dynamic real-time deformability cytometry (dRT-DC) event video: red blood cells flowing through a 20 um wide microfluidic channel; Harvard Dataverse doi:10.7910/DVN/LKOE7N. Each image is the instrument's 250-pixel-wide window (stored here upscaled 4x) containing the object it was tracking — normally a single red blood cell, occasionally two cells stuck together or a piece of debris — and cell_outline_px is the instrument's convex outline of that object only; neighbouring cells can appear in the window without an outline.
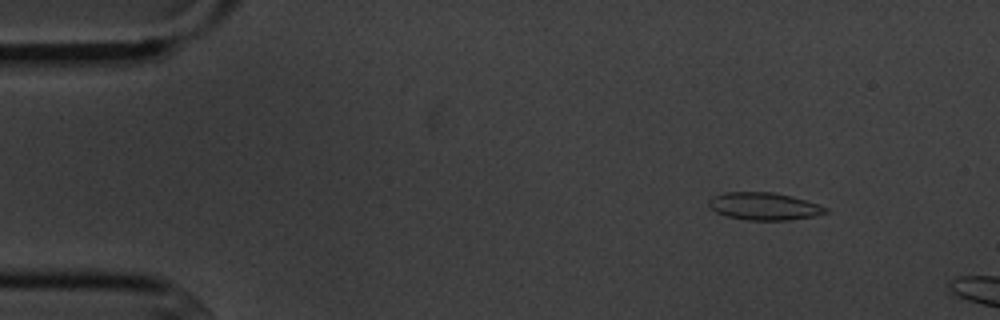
{"species": "common noctule bat (a hibernating species)", "species_latin": "Nyctalus noctula", "temperature_condition": "cold", "stored_images_in_passage": 4, "camera_frame_rate_fps": 3000, "um_per_image_px": 0.085, "animal": {"sex": "male", "body_mass_g": 20.1, "forearm_length_mm": 53.5}, "frame": {"image": 1, "passage_image": 3, "time_ms": 2.0, "image_size_px": [1000, 320], "cell_outline_px": [[828, 212], [816, 216], [788, 220], [748, 220], [728, 216], [716, 212], [708, 204], [708, 200], [712, 196], [724, 192], [772, 192], [792, 196], [828, 208]], "centroid_in_image_um": [64.94, 17.53], "position_along_channel_um": 20.1, "area_um2": 18.61}}